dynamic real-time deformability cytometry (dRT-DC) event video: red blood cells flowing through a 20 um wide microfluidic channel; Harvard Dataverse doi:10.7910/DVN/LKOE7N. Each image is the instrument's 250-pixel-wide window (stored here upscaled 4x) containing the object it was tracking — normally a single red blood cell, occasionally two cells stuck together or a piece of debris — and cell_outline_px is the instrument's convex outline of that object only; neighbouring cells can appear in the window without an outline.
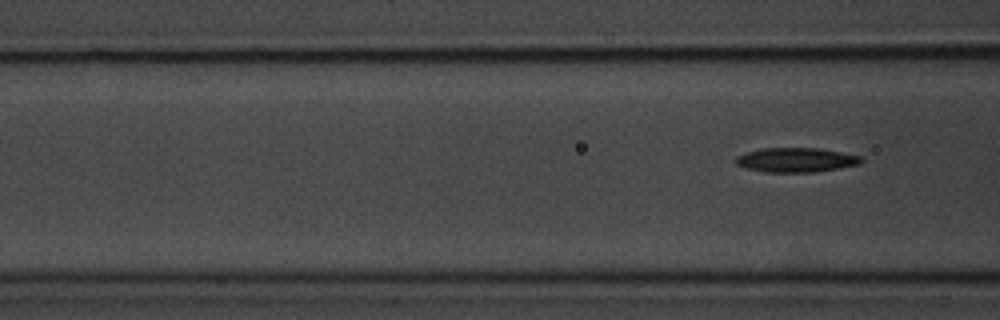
{"species": "common noctule bat (a hibernating species)", "species_latin": "Nyctalus noctula", "temperature_condition": "room temperature", "stored_images_in_passage": 8, "camera_frame_rate_fps": 3000, "um_per_image_px": 0.085, "animal": {"sex": "male", "body_mass_g": 20.1, "forearm_length_mm": 53.5}, "frame": {"image": 1, "passage_image": 8, "time_ms": 9.0, "image_size_px": [1000, 320], "cell_outline_px": [[864, 160], [860, 164], [840, 168], [812, 172], [764, 172], [744, 168], [736, 164], [736, 156], [748, 152], [764, 148], [816, 148], [840, 152], [860, 156]], "centroid_in_image_um": [67.66, 13.6], "position_along_channel_um": 98.9, "area_um2": 17.74}}